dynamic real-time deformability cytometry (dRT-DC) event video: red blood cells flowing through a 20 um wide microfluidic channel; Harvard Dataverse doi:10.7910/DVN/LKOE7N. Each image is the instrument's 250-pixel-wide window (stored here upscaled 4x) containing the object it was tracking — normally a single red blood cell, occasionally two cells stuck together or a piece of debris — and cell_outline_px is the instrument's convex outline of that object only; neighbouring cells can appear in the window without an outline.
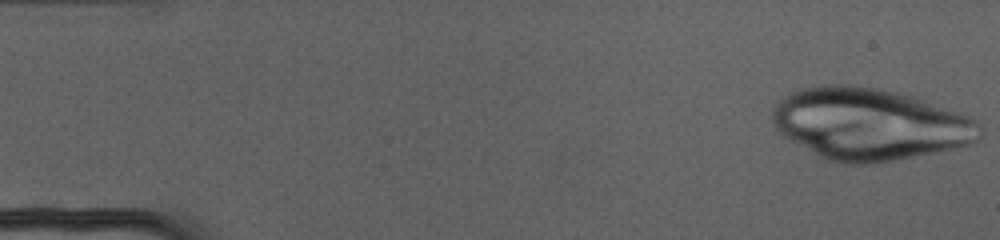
{"species": "human", "species_latin": "Homo sapiens", "temperature_condition": "cold", "stored_images_in_passage": 70, "camera_frame_rate_fps": 3000, "um_per_image_px": 0.085, "donor": {"sex": "female"}, "frame": {"image": 1, "passage_image": 1, "time_ms": 0.0, "image_size_px": [1000, 240], "cell_outline_px": [[980, 140], [968, 144], [952, 148], [876, 164], [836, 164], [824, 160], [776, 132], [772, 124], [772, 108], [776, 100], [796, 88], [820, 84], [852, 84], [876, 88], [896, 92], [912, 96], [960, 112], [976, 120], [980, 124]], "centroid_in_image_um": [73.81, 10.54], "position_along_channel_um": 11.2, "area_um2": 87.91}}